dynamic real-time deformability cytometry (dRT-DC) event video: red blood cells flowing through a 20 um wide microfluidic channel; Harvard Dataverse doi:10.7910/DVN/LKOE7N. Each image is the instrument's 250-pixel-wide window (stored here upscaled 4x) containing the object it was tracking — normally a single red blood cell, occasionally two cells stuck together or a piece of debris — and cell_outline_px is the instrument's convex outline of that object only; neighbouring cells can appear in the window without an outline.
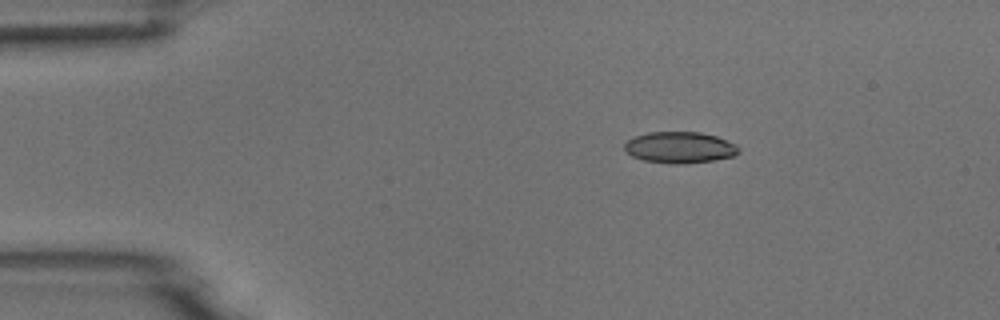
{"species": "common noctule bat (a hibernating species)", "species_latin": "Nyctalus noctula", "temperature_condition": "room temperature", "stored_images_in_passage": 5, "camera_frame_rate_fps": 3000, "um_per_image_px": 0.085, "animal": {"sex": "male", "body_mass_g": 18.8}, "frame": {"image": 1, "passage_image": 3, "time_ms": 2.333, "image_size_px": [1000, 320], "cell_outline_px": [[740, 152], [736, 156], [712, 160], [684, 164], [672, 164], [644, 160], [632, 156], [624, 152], [624, 144], [628, 140], [636, 136], [648, 132], [700, 132], [716, 136], [728, 140], [736, 144], [740, 148]], "centroid_in_image_um": [57.8, 12.53], "position_along_channel_um": 27.2, "area_um2": 21.04}}
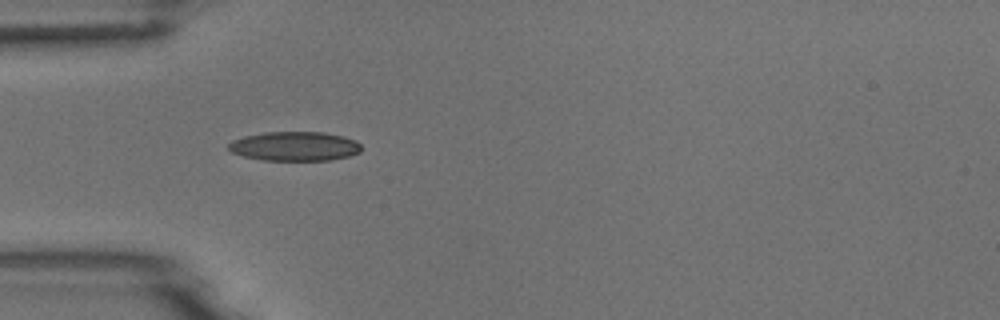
{"frame": {"image": 2, "passage_image": 5, "time_ms": 4.667, "image_size_px": [1000, 320], "cell_outline_px": [[360, 152], [348, 156], [328, 160], [264, 160], [244, 156], [232, 152], [228, 148], [228, 144], [232, 140], [244, 136], [264, 132], [324, 132], [344, 136], [356, 140], [360, 144]], "centroid_in_image_um": [25.05, 12.42], "position_along_channel_um": 60.0, "area_um2": 22.6}}